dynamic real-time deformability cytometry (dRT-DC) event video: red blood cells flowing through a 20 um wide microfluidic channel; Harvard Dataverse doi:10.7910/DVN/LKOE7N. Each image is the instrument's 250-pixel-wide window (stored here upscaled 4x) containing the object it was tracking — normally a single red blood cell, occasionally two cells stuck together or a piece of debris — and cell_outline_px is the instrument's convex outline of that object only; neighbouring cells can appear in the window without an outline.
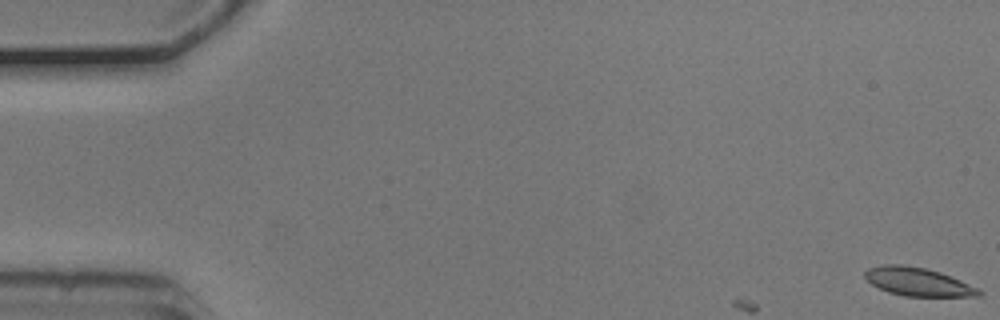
{"species": "common noctule bat (a hibernating species)", "species_latin": "Nyctalus noctula", "temperature_condition": "cold", "stored_images_in_passage": 8, "camera_frame_rate_fps": 3000, "um_per_image_px": 0.085, "animal": {"sex": "male", "body_mass_g": 20.5, "forearm_length_mm": 52.5}, "frame": {"image": 1, "passage_image": 1, "time_ms": 0.0, "image_size_px": [1000, 320], "cell_outline_px": [[984, 292], [980, 296], [904, 296], [888, 292], [872, 284], [864, 276], [864, 272], [868, 268], [884, 264], [900, 264], [924, 268], [940, 272], [980, 288]], "centroid_in_image_um": [78.05, 23.95], "position_along_channel_um": 7.0, "area_um2": 18.79}}